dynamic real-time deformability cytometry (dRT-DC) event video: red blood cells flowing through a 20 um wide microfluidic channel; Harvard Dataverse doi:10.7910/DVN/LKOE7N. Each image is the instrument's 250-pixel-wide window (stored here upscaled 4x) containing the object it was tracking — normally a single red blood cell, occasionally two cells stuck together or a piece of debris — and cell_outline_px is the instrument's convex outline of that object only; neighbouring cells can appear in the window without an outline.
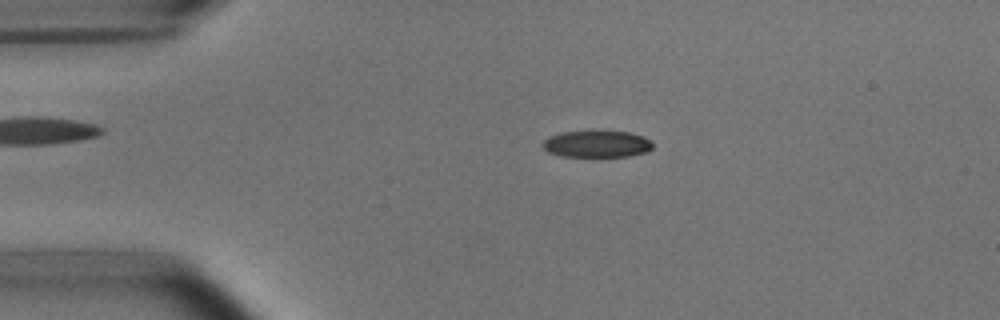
{"species": "common noctule bat (a hibernating species)", "species_latin": "Nyctalus noctula", "temperature_condition": "room temperature", "stored_images_in_passage": 45, "camera_frame_rate_fps": 3000, "um_per_image_px": 0.085, "animal": {"sex": "male", "body_mass_g": 15.6}, "frame": {"image": 1, "passage_image": 4, "time_ms": 1.0, "image_size_px": [1000, 320], "cell_outline_px": [[652, 148], [648, 152], [628, 156], [560, 156], [548, 152], [544, 148], [544, 140], [548, 136], [564, 132], [628, 132], [652, 140]], "centroid_in_image_um": [50.74, 12.25], "position_along_channel_um": 34.3, "area_um2": 16.82}}
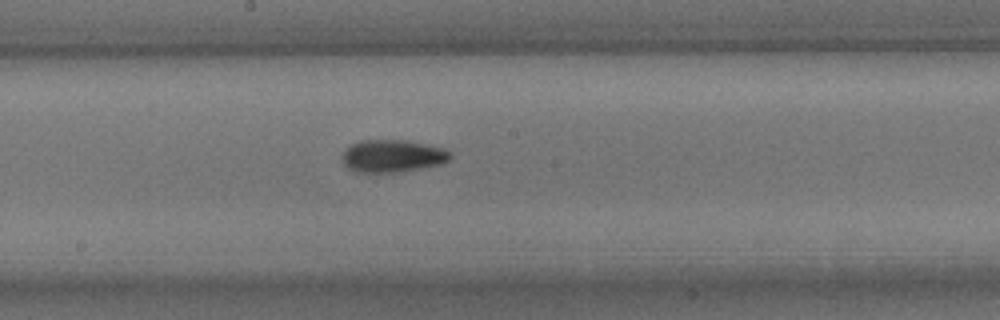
{"frame": {"image": 2, "passage_image": 21, "time_ms": 6.667, "image_size_px": [1000, 320], "cell_outline_px": [[452, 156], [448, 160], [440, 164], [424, 168], [396, 172], [356, 172], [348, 168], [344, 164], [344, 152], [352, 144], [360, 140], [408, 140], [444, 148], [452, 152]], "centroid_in_image_um": [33.41, 13.25], "position_along_channel_um": 214.8, "area_um2": 20.4}}
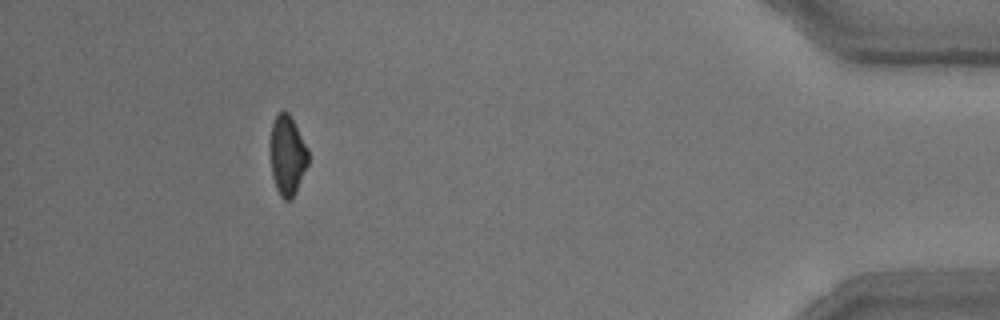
{"frame": {"image": 3, "passage_image": 41, "time_ms": 13.333, "image_size_px": [1000, 320], "cell_outline_px": [[308, 164], [296, 192], [292, 200], [284, 200], [280, 196], [276, 188], [272, 176], [268, 144], [268, 140], [272, 124], [276, 116], [284, 108], [288, 112], [308, 148]], "centroid_in_image_um": [24.39, 13.2], "position_along_channel_um": 410.8, "area_um2": 18.09}, "authors_computed_cell_mechanics": {"area_um2": 19.2474, "velocity_mm_per_s": 3.8185, "shape_relaxation_time_tau1_ms": 4.8971, "shape_relaxation_time_tau2_ms": 3.1822, "deformation_change_tau1": 0.1358, "deformation_change_tau2": 0.0976}}